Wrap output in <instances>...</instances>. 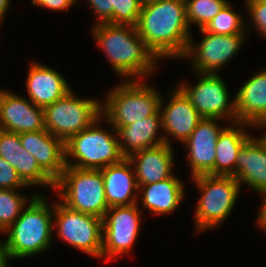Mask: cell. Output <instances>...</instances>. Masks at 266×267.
<instances>
[{"mask_svg":"<svg viewBox=\"0 0 266 267\" xmlns=\"http://www.w3.org/2000/svg\"><path fill=\"white\" fill-rule=\"evenodd\" d=\"M262 195L264 199L258 213L257 224L259 225V228H261L263 231H266V192Z\"/></svg>","mask_w":266,"mask_h":267,"instance_id":"34","label":"cell"},{"mask_svg":"<svg viewBox=\"0 0 266 267\" xmlns=\"http://www.w3.org/2000/svg\"><path fill=\"white\" fill-rule=\"evenodd\" d=\"M173 154L172 146L166 143L132 153L128 159L134 167L138 188L172 177Z\"/></svg>","mask_w":266,"mask_h":267,"instance_id":"20","label":"cell"},{"mask_svg":"<svg viewBox=\"0 0 266 267\" xmlns=\"http://www.w3.org/2000/svg\"><path fill=\"white\" fill-rule=\"evenodd\" d=\"M229 2V0H185L187 23L204 28Z\"/></svg>","mask_w":266,"mask_h":267,"instance_id":"26","label":"cell"},{"mask_svg":"<svg viewBox=\"0 0 266 267\" xmlns=\"http://www.w3.org/2000/svg\"><path fill=\"white\" fill-rule=\"evenodd\" d=\"M246 4L254 3V2H266V0H245Z\"/></svg>","mask_w":266,"mask_h":267,"instance_id":"38","label":"cell"},{"mask_svg":"<svg viewBox=\"0 0 266 267\" xmlns=\"http://www.w3.org/2000/svg\"><path fill=\"white\" fill-rule=\"evenodd\" d=\"M75 94L70 90L65 96L43 109L45 129L64 142L89 127L102 115V101L81 99Z\"/></svg>","mask_w":266,"mask_h":267,"instance_id":"8","label":"cell"},{"mask_svg":"<svg viewBox=\"0 0 266 267\" xmlns=\"http://www.w3.org/2000/svg\"><path fill=\"white\" fill-rule=\"evenodd\" d=\"M53 222L56 234L72 247L101 258L103 219L72 210L62 202L54 203Z\"/></svg>","mask_w":266,"mask_h":267,"instance_id":"9","label":"cell"},{"mask_svg":"<svg viewBox=\"0 0 266 267\" xmlns=\"http://www.w3.org/2000/svg\"><path fill=\"white\" fill-rule=\"evenodd\" d=\"M27 187L16 170L0 157V189H19Z\"/></svg>","mask_w":266,"mask_h":267,"instance_id":"30","label":"cell"},{"mask_svg":"<svg viewBox=\"0 0 266 267\" xmlns=\"http://www.w3.org/2000/svg\"><path fill=\"white\" fill-rule=\"evenodd\" d=\"M26 90L29 99L38 107L45 108L65 96L70 85L63 75L42 63H30Z\"/></svg>","mask_w":266,"mask_h":267,"instance_id":"22","label":"cell"},{"mask_svg":"<svg viewBox=\"0 0 266 267\" xmlns=\"http://www.w3.org/2000/svg\"><path fill=\"white\" fill-rule=\"evenodd\" d=\"M168 98L170 100L165 106L162 97L160 113L162 130L166 133L163 135L164 141L169 146H173L170 142L171 137L184 143L203 117L198 113L189 98L178 86H176L175 89L173 88Z\"/></svg>","mask_w":266,"mask_h":267,"instance_id":"13","label":"cell"},{"mask_svg":"<svg viewBox=\"0 0 266 267\" xmlns=\"http://www.w3.org/2000/svg\"><path fill=\"white\" fill-rule=\"evenodd\" d=\"M79 0H33L32 5H38L50 10L59 11L66 10L70 6L76 4ZM61 10V11H60Z\"/></svg>","mask_w":266,"mask_h":267,"instance_id":"33","label":"cell"},{"mask_svg":"<svg viewBox=\"0 0 266 267\" xmlns=\"http://www.w3.org/2000/svg\"><path fill=\"white\" fill-rule=\"evenodd\" d=\"M0 157L16 170L28 187L55 188V182L40 168L36 158L22 147L19 134L0 129Z\"/></svg>","mask_w":266,"mask_h":267,"instance_id":"17","label":"cell"},{"mask_svg":"<svg viewBox=\"0 0 266 267\" xmlns=\"http://www.w3.org/2000/svg\"><path fill=\"white\" fill-rule=\"evenodd\" d=\"M0 233L4 234V232H2V231H0ZM0 267H9L8 260L6 258V254H5L4 241H0Z\"/></svg>","mask_w":266,"mask_h":267,"instance_id":"35","label":"cell"},{"mask_svg":"<svg viewBox=\"0 0 266 267\" xmlns=\"http://www.w3.org/2000/svg\"><path fill=\"white\" fill-rule=\"evenodd\" d=\"M247 126L251 125L233 122L222 130L215 148L214 175L233 176L235 174L238 152L251 137L245 131Z\"/></svg>","mask_w":266,"mask_h":267,"instance_id":"24","label":"cell"},{"mask_svg":"<svg viewBox=\"0 0 266 267\" xmlns=\"http://www.w3.org/2000/svg\"><path fill=\"white\" fill-rule=\"evenodd\" d=\"M142 192V205L155 214H168L176 210L184 199L185 187L183 182L172 177L139 187Z\"/></svg>","mask_w":266,"mask_h":267,"instance_id":"25","label":"cell"},{"mask_svg":"<svg viewBox=\"0 0 266 267\" xmlns=\"http://www.w3.org/2000/svg\"><path fill=\"white\" fill-rule=\"evenodd\" d=\"M100 170L109 208L140 203L136 193L139 188L136 182L135 170L128 158L124 157L120 162Z\"/></svg>","mask_w":266,"mask_h":267,"instance_id":"21","label":"cell"},{"mask_svg":"<svg viewBox=\"0 0 266 267\" xmlns=\"http://www.w3.org/2000/svg\"><path fill=\"white\" fill-rule=\"evenodd\" d=\"M251 23L262 36L266 37V2H254L246 5Z\"/></svg>","mask_w":266,"mask_h":267,"instance_id":"31","label":"cell"},{"mask_svg":"<svg viewBox=\"0 0 266 267\" xmlns=\"http://www.w3.org/2000/svg\"><path fill=\"white\" fill-rule=\"evenodd\" d=\"M236 122L266 125V69L252 75L234 96Z\"/></svg>","mask_w":266,"mask_h":267,"instance_id":"18","label":"cell"},{"mask_svg":"<svg viewBox=\"0 0 266 267\" xmlns=\"http://www.w3.org/2000/svg\"><path fill=\"white\" fill-rule=\"evenodd\" d=\"M192 179L201 196L195 208V231L199 233L227 219L239 196L240 184L233 176L203 174Z\"/></svg>","mask_w":266,"mask_h":267,"instance_id":"7","label":"cell"},{"mask_svg":"<svg viewBox=\"0 0 266 267\" xmlns=\"http://www.w3.org/2000/svg\"><path fill=\"white\" fill-rule=\"evenodd\" d=\"M233 9L232 4L228 2L203 29L219 35L246 33L248 24H245V20Z\"/></svg>","mask_w":266,"mask_h":267,"instance_id":"27","label":"cell"},{"mask_svg":"<svg viewBox=\"0 0 266 267\" xmlns=\"http://www.w3.org/2000/svg\"><path fill=\"white\" fill-rule=\"evenodd\" d=\"M198 75L201 77L194 86L188 83L178 85L198 113L203 118H226L229 123L236 122L235 98L229 99L227 84L221 76L212 73Z\"/></svg>","mask_w":266,"mask_h":267,"instance_id":"11","label":"cell"},{"mask_svg":"<svg viewBox=\"0 0 266 267\" xmlns=\"http://www.w3.org/2000/svg\"><path fill=\"white\" fill-rule=\"evenodd\" d=\"M107 93L101 114L116 131L160 112L161 93L142 80H126Z\"/></svg>","mask_w":266,"mask_h":267,"instance_id":"4","label":"cell"},{"mask_svg":"<svg viewBox=\"0 0 266 267\" xmlns=\"http://www.w3.org/2000/svg\"><path fill=\"white\" fill-rule=\"evenodd\" d=\"M22 147L31 153L40 168L56 182L66 168L65 142L46 129L19 133Z\"/></svg>","mask_w":266,"mask_h":267,"instance_id":"16","label":"cell"},{"mask_svg":"<svg viewBox=\"0 0 266 267\" xmlns=\"http://www.w3.org/2000/svg\"><path fill=\"white\" fill-rule=\"evenodd\" d=\"M233 177L261 195L266 192V138H252L242 146Z\"/></svg>","mask_w":266,"mask_h":267,"instance_id":"19","label":"cell"},{"mask_svg":"<svg viewBox=\"0 0 266 267\" xmlns=\"http://www.w3.org/2000/svg\"><path fill=\"white\" fill-rule=\"evenodd\" d=\"M0 129L17 134L44 130V110L29 99L1 89Z\"/></svg>","mask_w":266,"mask_h":267,"instance_id":"15","label":"cell"},{"mask_svg":"<svg viewBox=\"0 0 266 267\" xmlns=\"http://www.w3.org/2000/svg\"><path fill=\"white\" fill-rule=\"evenodd\" d=\"M53 214L54 204L49 206L39 193L32 195L29 205L5 231L8 233L4 241L8 263L9 259H21L49 249L53 239Z\"/></svg>","mask_w":266,"mask_h":267,"instance_id":"3","label":"cell"},{"mask_svg":"<svg viewBox=\"0 0 266 267\" xmlns=\"http://www.w3.org/2000/svg\"><path fill=\"white\" fill-rule=\"evenodd\" d=\"M204 37L195 45L191 36L183 59H192L195 73L218 74L242 47L246 33L219 35L200 29Z\"/></svg>","mask_w":266,"mask_h":267,"instance_id":"12","label":"cell"},{"mask_svg":"<svg viewBox=\"0 0 266 267\" xmlns=\"http://www.w3.org/2000/svg\"><path fill=\"white\" fill-rule=\"evenodd\" d=\"M97 16L96 24H111V0H87Z\"/></svg>","mask_w":266,"mask_h":267,"instance_id":"32","label":"cell"},{"mask_svg":"<svg viewBox=\"0 0 266 267\" xmlns=\"http://www.w3.org/2000/svg\"><path fill=\"white\" fill-rule=\"evenodd\" d=\"M141 9V0H111V24L136 26Z\"/></svg>","mask_w":266,"mask_h":267,"instance_id":"29","label":"cell"},{"mask_svg":"<svg viewBox=\"0 0 266 267\" xmlns=\"http://www.w3.org/2000/svg\"><path fill=\"white\" fill-rule=\"evenodd\" d=\"M219 118H202L189 138L183 143L187 147L192 177L214 175L215 148L218 137L225 128L217 122Z\"/></svg>","mask_w":266,"mask_h":267,"instance_id":"14","label":"cell"},{"mask_svg":"<svg viewBox=\"0 0 266 267\" xmlns=\"http://www.w3.org/2000/svg\"><path fill=\"white\" fill-rule=\"evenodd\" d=\"M160 129H162L160 112L121 127L117 131L121 154L128 158L132 153L165 143L163 134L158 137Z\"/></svg>","mask_w":266,"mask_h":267,"instance_id":"23","label":"cell"},{"mask_svg":"<svg viewBox=\"0 0 266 267\" xmlns=\"http://www.w3.org/2000/svg\"><path fill=\"white\" fill-rule=\"evenodd\" d=\"M54 190H58L62 203L72 210L103 219L109 209L101 170L66 166Z\"/></svg>","mask_w":266,"mask_h":267,"instance_id":"6","label":"cell"},{"mask_svg":"<svg viewBox=\"0 0 266 267\" xmlns=\"http://www.w3.org/2000/svg\"><path fill=\"white\" fill-rule=\"evenodd\" d=\"M28 200L26 196L17 193L16 189H0V231L5 234L29 204Z\"/></svg>","mask_w":266,"mask_h":267,"instance_id":"28","label":"cell"},{"mask_svg":"<svg viewBox=\"0 0 266 267\" xmlns=\"http://www.w3.org/2000/svg\"><path fill=\"white\" fill-rule=\"evenodd\" d=\"M162 0H141L142 5H146L149 3H155V2H160Z\"/></svg>","mask_w":266,"mask_h":267,"instance_id":"37","label":"cell"},{"mask_svg":"<svg viewBox=\"0 0 266 267\" xmlns=\"http://www.w3.org/2000/svg\"><path fill=\"white\" fill-rule=\"evenodd\" d=\"M10 0H0V25L3 23V19L6 16V12L9 8Z\"/></svg>","mask_w":266,"mask_h":267,"instance_id":"36","label":"cell"},{"mask_svg":"<svg viewBox=\"0 0 266 267\" xmlns=\"http://www.w3.org/2000/svg\"><path fill=\"white\" fill-rule=\"evenodd\" d=\"M260 128H262V129H266V125H265V126H262V127H260ZM263 136L266 138V133H265Z\"/></svg>","mask_w":266,"mask_h":267,"instance_id":"39","label":"cell"},{"mask_svg":"<svg viewBox=\"0 0 266 267\" xmlns=\"http://www.w3.org/2000/svg\"><path fill=\"white\" fill-rule=\"evenodd\" d=\"M139 203L109 208L103 218L101 259H116L132 250L140 233L141 211ZM139 208V209H138Z\"/></svg>","mask_w":266,"mask_h":267,"instance_id":"10","label":"cell"},{"mask_svg":"<svg viewBox=\"0 0 266 267\" xmlns=\"http://www.w3.org/2000/svg\"><path fill=\"white\" fill-rule=\"evenodd\" d=\"M101 117L103 116L65 142L66 166L100 170L124 158L120 151L117 131L111 127L112 135V132L98 127ZM69 157L75 161H71Z\"/></svg>","mask_w":266,"mask_h":267,"instance_id":"5","label":"cell"},{"mask_svg":"<svg viewBox=\"0 0 266 267\" xmlns=\"http://www.w3.org/2000/svg\"><path fill=\"white\" fill-rule=\"evenodd\" d=\"M136 29L158 60L182 58L192 36L186 19L185 0H162L142 5Z\"/></svg>","mask_w":266,"mask_h":267,"instance_id":"1","label":"cell"},{"mask_svg":"<svg viewBox=\"0 0 266 267\" xmlns=\"http://www.w3.org/2000/svg\"><path fill=\"white\" fill-rule=\"evenodd\" d=\"M92 29V36L107 56L110 66L122 78L146 80L152 72L154 74L158 59L146 47L136 26L101 23L93 25Z\"/></svg>","mask_w":266,"mask_h":267,"instance_id":"2","label":"cell"}]
</instances>
